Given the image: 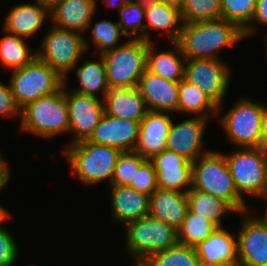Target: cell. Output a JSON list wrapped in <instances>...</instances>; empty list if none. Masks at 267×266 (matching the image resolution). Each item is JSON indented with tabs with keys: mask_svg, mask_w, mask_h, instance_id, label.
Masks as SVG:
<instances>
[{
	"mask_svg": "<svg viewBox=\"0 0 267 266\" xmlns=\"http://www.w3.org/2000/svg\"><path fill=\"white\" fill-rule=\"evenodd\" d=\"M97 5V0H61L50 10V21L57 27L83 34L96 14Z\"/></svg>",
	"mask_w": 267,
	"mask_h": 266,
	"instance_id": "ffe728a7",
	"label": "cell"
},
{
	"mask_svg": "<svg viewBox=\"0 0 267 266\" xmlns=\"http://www.w3.org/2000/svg\"><path fill=\"white\" fill-rule=\"evenodd\" d=\"M82 33L52 25L42 40L37 58L47 63L66 80L67 74L77 66L83 53L89 49Z\"/></svg>",
	"mask_w": 267,
	"mask_h": 266,
	"instance_id": "8992f818",
	"label": "cell"
},
{
	"mask_svg": "<svg viewBox=\"0 0 267 266\" xmlns=\"http://www.w3.org/2000/svg\"><path fill=\"white\" fill-rule=\"evenodd\" d=\"M129 1L130 0H103V3H105L104 5H106V7H117L119 11V9Z\"/></svg>",
	"mask_w": 267,
	"mask_h": 266,
	"instance_id": "ee69618b",
	"label": "cell"
},
{
	"mask_svg": "<svg viewBox=\"0 0 267 266\" xmlns=\"http://www.w3.org/2000/svg\"><path fill=\"white\" fill-rule=\"evenodd\" d=\"M200 263H238L237 235L218 227L195 247Z\"/></svg>",
	"mask_w": 267,
	"mask_h": 266,
	"instance_id": "cb8c5ba5",
	"label": "cell"
},
{
	"mask_svg": "<svg viewBox=\"0 0 267 266\" xmlns=\"http://www.w3.org/2000/svg\"><path fill=\"white\" fill-rule=\"evenodd\" d=\"M10 78L12 94L20 109L64 85V78L37 57L30 64L12 70Z\"/></svg>",
	"mask_w": 267,
	"mask_h": 266,
	"instance_id": "9c48e42d",
	"label": "cell"
},
{
	"mask_svg": "<svg viewBox=\"0 0 267 266\" xmlns=\"http://www.w3.org/2000/svg\"><path fill=\"white\" fill-rule=\"evenodd\" d=\"M208 121L201 116L184 119L179 124L173 121L166 139V150L176 152L190 162L207 154L210 150L203 147V137Z\"/></svg>",
	"mask_w": 267,
	"mask_h": 266,
	"instance_id": "5bb4252c",
	"label": "cell"
},
{
	"mask_svg": "<svg viewBox=\"0 0 267 266\" xmlns=\"http://www.w3.org/2000/svg\"><path fill=\"white\" fill-rule=\"evenodd\" d=\"M90 29L92 33L91 38L98 54L116 48L117 42L122 40L120 36H125L118 22H112L108 19L97 21L94 25H92L91 21L87 30Z\"/></svg>",
	"mask_w": 267,
	"mask_h": 266,
	"instance_id": "e575fe53",
	"label": "cell"
},
{
	"mask_svg": "<svg viewBox=\"0 0 267 266\" xmlns=\"http://www.w3.org/2000/svg\"><path fill=\"white\" fill-rule=\"evenodd\" d=\"M140 133V121L117 118L103 113L98 125L87 140L91 143L111 146L121 152L134 151Z\"/></svg>",
	"mask_w": 267,
	"mask_h": 266,
	"instance_id": "9a60e30c",
	"label": "cell"
},
{
	"mask_svg": "<svg viewBox=\"0 0 267 266\" xmlns=\"http://www.w3.org/2000/svg\"><path fill=\"white\" fill-rule=\"evenodd\" d=\"M265 104L240 98L219 119L230 144L240 148H259L263 133Z\"/></svg>",
	"mask_w": 267,
	"mask_h": 266,
	"instance_id": "52a82bcc",
	"label": "cell"
},
{
	"mask_svg": "<svg viewBox=\"0 0 267 266\" xmlns=\"http://www.w3.org/2000/svg\"><path fill=\"white\" fill-rule=\"evenodd\" d=\"M192 189L227 201L237 213L248 211L245 198L237 191L225 155L209 151L192 162Z\"/></svg>",
	"mask_w": 267,
	"mask_h": 266,
	"instance_id": "7a4b0ae2",
	"label": "cell"
},
{
	"mask_svg": "<svg viewBox=\"0 0 267 266\" xmlns=\"http://www.w3.org/2000/svg\"><path fill=\"white\" fill-rule=\"evenodd\" d=\"M19 118L20 130L38 137L53 138L69 132L65 83L58 91L28 103Z\"/></svg>",
	"mask_w": 267,
	"mask_h": 266,
	"instance_id": "3957f363",
	"label": "cell"
},
{
	"mask_svg": "<svg viewBox=\"0 0 267 266\" xmlns=\"http://www.w3.org/2000/svg\"><path fill=\"white\" fill-rule=\"evenodd\" d=\"M146 160L134 151L122 152L117 159L111 185L129 186L135 180L136 170Z\"/></svg>",
	"mask_w": 267,
	"mask_h": 266,
	"instance_id": "8d00e7d4",
	"label": "cell"
},
{
	"mask_svg": "<svg viewBox=\"0 0 267 266\" xmlns=\"http://www.w3.org/2000/svg\"><path fill=\"white\" fill-rule=\"evenodd\" d=\"M111 212L113 220L123 224L148 215L149 196L132 189L130 186L110 185Z\"/></svg>",
	"mask_w": 267,
	"mask_h": 266,
	"instance_id": "603a6c76",
	"label": "cell"
},
{
	"mask_svg": "<svg viewBox=\"0 0 267 266\" xmlns=\"http://www.w3.org/2000/svg\"><path fill=\"white\" fill-rule=\"evenodd\" d=\"M126 249L138 266L149 255L178 244L177 230L150 215L127 223Z\"/></svg>",
	"mask_w": 267,
	"mask_h": 266,
	"instance_id": "ba28073f",
	"label": "cell"
},
{
	"mask_svg": "<svg viewBox=\"0 0 267 266\" xmlns=\"http://www.w3.org/2000/svg\"><path fill=\"white\" fill-rule=\"evenodd\" d=\"M104 113L141 121L149 111L137 87L109 89L104 96Z\"/></svg>",
	"mask_w": 267,
	"mask_h": 266,
	"instance_id": "d4e9b609",
	"label": "cell"
},
{
	"mask_svg": "<svg viewBox=\"0 0 267 266\" xmlns=\"http://www.w3.org/2000/svg\"><path fill=\"white\" fill-rule=\"evenodd\" d=\"M145 21L144 41L152 42L149 32L154 30L161 31V35L164 31L169 42L179 40L183 26L180 9L154 0H145Z\"/></svg>",
	"mask_w": 267,
	"mask_h": 266,
	"instance_id": "d6986e66",
	"label": "cell"
},
{
	"mask_svg": "<svg viewBox=\"0 0 267 266\" xmlns=\"http://www.w3.org/2000/svg\"><path fill=\"white\" fill-rule=\"evenodd\" d=\"M122 152L114 147L87 140L70 145L63 151L71 165V173L85 186H94L104 180L111 185L117 159Z\"/></svg>",
	"mask_w": 267,
	"mask_h": 266,
	"instance_id": "277c9868",
	"label": "cell"
},
{
	"mask_svg": "<svg viewBox=\"0 0 267 266\" xmlns=\"http://www.w3.org/2000/svg\"><path fill=\"white\" fill-rule=\"evenodd\" d=\"M195 247L177 244L149 255L138 266H198Z\"/></svg>",
	"mask_w": 267,
	"mask_h": 266,
	"instance_id": "4dcf8cb0",
	"label": "cell"
},
{
	"mask_svg": "<svg viewBox=\"0 0 267 266\" xmlns=\"http://www.w3.org/2000/svg\"><path fill=\"white\" fill-rule=\"evenodd\" d=\"M174 49L155 52L154 42H148L146 70L164 79L179 82L184 79L186 58L177 42H170Z\"/></svg>",
	"mask_w": 267,
	"mask_h": 266,
	"instance_id": "484cf974",
	"label": "cell"
},
{
	"mask_svg": "<svg viewBox=\"0 0 267 266\" xmlns=\"http://www.w3.org/2000/svg\"><path fill=\"white\" fill-rule=\"evenodd\" d=\"M177 113H190L207 119L218 114V106L196 85L179 81Z\"/></svg>",
	"mask_w": 267,
	"mask_h": 266,
	"instance_id": "4316f807",
	"label": "cell"
},
{
	"mask_svg": "<svg viewBox=\"0 0 267 266\" xmlns=\"http://www.w3.org/2000/svg\"><path fill=\"white\" fill-rule=\"evenodd\" d=\"M0 116H21V109L15 102L10 84L6 85L0 80Z\"/></svg>",
	"mask_w": 267,
	"mask_h": 266,
	"instance_id": "ab89813d",
	"label": "cell"
},
{
	"mask_svg": "<svg viewBox=\"0 0 267 266\" xmlns=\"http://www.w3.org/2000/svg\"><path fill=\"white\" fill-rule=\"evenodd\" d=\"M241 227L237 233L239 266L267 265V222L263 216H250L243 212ZM245 216V217H244Z\"/></svg>",
	"mask_w": 267,
	"mask_h": 266,
	"instance_id": "4fadbf2b",
	"label": "cell"
},
{
	"mask_svg": "<svg viewBox=\"0 0 267 266\" xmlns=\"http://www.w3.org/2000/svg\"><path fill=\"white\" fill-rule=\"evenodd\" d=\"M129 186L148 196L158 189L157 173L150 160L147 159L139 169L136 170L135 180H132V183Z\"/></svg>",
	"mask_w": 267,
	"mask_h": 266,
	"instance_id": "74e56055",
	"label": "cell"
},
{
	"mask_svg": "<svg viewBox=\"0 0 267 266\" xmlns=\"http://www.w3.org/2000/svg\"><path fill=\"white\" fill-rule=\"evenodd\" d=\"M75 68L80 86L72 91L95 97H98L97 92H101V99L103 100L110 88L107 83L106 68L102 55L99 54V60L97 61L86 60L81 66L78 68L75 66Z\"/></svg>",
	"mask_w": 267,
	"mask_h": 266,
	"instance_id": "f1b7e54d",
	"label": "cell"
},
{
	"mask_svg": "<svg viewBox=\"0 0 267 266\" xmlns=\"http://www.w3.org/2000/svg\"><path fill=\"white\" fill-rule=\"evenodd\" d=\"M3 159V154L0 152V192L8 184L11 172Z\"/></svg>",
	"mask_w": 267,
	"mask_h": 266,
	"instance_id": "b9f144b4",
	"label": "cell"
},
{
	"mask_svg": "<svg viewBox=\"0 0 267 266\" xmlns=\"http://www.w3.org/2000/svg\"><path fill=\"white\" fill-rule=\"evenodd\" d=\"M188 210L186 193L156 189L149 196L148 215L176 230L181 227Z\"/></svg>",
	"mask_w": 267,
	"mask_h": 266,
	"instance_id": "7402d4cb",
	"label": "cell"
},
{
	"mask_svg": "<svg viewBox=\"0 0 267 266\" xmlns=\"http://www.w3.org/2000/svg\"><path fill=\"white\" fill-rule=\"evenodd\" d=\"M265 221L267 222V206H266V209H265V213H264V217Z\"/></svg>",
	"mask_w": 267,
	"mask_h": 266,
	"instance_id": "f907efd6",
	"label": "cell"
},
{
	"mask_svg": "<svg viewBox=\"0 0 267 266\" xmlns=\"http://www.w3.org/2000/svg\"><path fill=\"white\" fill-rule=\"evenodd\" d=\"M171 112L148 111L140 121V133L134 152L145 159L166 150V139L173 123Z\"/></svg>",
	"mask_w": 267,
	"mask_h": 266,
	"instance_id": "e0dca14e",
	"label": "cell"
},
{
	"mask_svg": "<svg viewBox=\"0 0 267 266\" xmlns=\"http://www.w3.org/2000/svg\"><path fill=\"white\" fill-rule=\"evenodd\" d=\"M266 200L267 201V171H266V181H265V187H264V192H263V196L261 197L260 200Z\"/></svg>",
	"mask_w": 267,
	"mask_h": 266,
	"instance_id": "681fc988",
	"label": "cell"
},
{
	"mask_svg": "<svg viewBox=\"0 0 267 266\" xmlns=\"http://www.w3.org/2000/svg\"><path fill=\"white\" fill-rule=\"evenodd\" d=\"M244 38L237 24L220 18L183 23L177 43L186 59H222L219 57L222 48L233 47Z\"/></svg>",
	"mask_w": 267,
	"mask_h": 266,
	"instance_id": "6da1fadb",
	"label": "cell"
},
{
	"mask_svg": "<svg viewBox=\"0 0 267 266\" xmlns=\"http://www.w3.org/2000/svg\"><path fill=\"white\" fill-rule=\"evenodd\" d=\"M61 0H35L36 4L46 7L49 11L53 9Z\"/></svg>",
	"mask_w": 267,
	"mask_h": 266,
	"instance_id": "f6af8a7d",
	"label": "cell"
},
{
	"mask_svg": "<svg viewBox=\"0 0 267 266\" xmlns=\"http://www.w3.org/2000/svg\"><path fill=\"white\" fill-rule=\"evenodd\" d=\"M148 42L128 39L116 48L102 53L110 89L137 87L146 70Z\"/></svg>",
	"mask_w": 267,
	"mask_h": 266,
	"instance_id": "5b68a950",
	"label": "cell"
},
{
	"mask_svg": "<svg viewBox=\"0 0 267 266\" xmlns=\"http://www.w3.org/2000/svg\"><path fill=\"white\" fill-rule=\"evenodd\" d=\"M224 155L238 193L260 199L266 181L267 151L261 147L240 148Z\"/></svg>",
	"mask_w": 267,
	"mask_h": 266,
	"instance_id": "30bf717a",
	"label": "cell"
},
{
	"mask_svg": "<svg viewBox=\"0 0 267 266\" xmlns=\"http://www.w3.org/2000/svg\"><path fill=\"white\" fill-rule=\"evenodd\" d=\"M10 218H11L10 213H8L7 209H5L4 206L0 204V224L5 223L6 220Z\"/></svg>",
	"mask_w": 267,
	"mask_h": 266,
	"instance_id": "7dc6e473",
	"label": "cell"
},
{
	"mask_svg": "<svg viewBox=\"0 0 267 266\" xmlns=\"http://www.w3.org/2000/svg\"><path fill=\"white\" fill-rule=\"evenodd\" d=\"M137 88L149 111L177 113L179 82L145 70Z\"/></svg>",
	"mask_w": 267,
	"mask_h": 266,
	"instance_id": "ac0fdd59",
	"label": "cell"
},
{
	"mask_svg": "<svg viewBox=\"0 0 267 266\" xmlns=\"http://www.w3.org/2000/svg\"><path fill=\"white\" fill-rule=\"evenodd\" d=\"M0 38V63L9 70L21 68L30 64L36 57L37 52L27 46L23 37L7 33Z\"/></svg>",
	"mask_w": 267,
	"mask_h": 266,
	"instance_id": "f546056e",
	"label": "cell"
},
{
	"mask_svg": "<svg viewBox=\"0 0 267 266\" xmlns=\"http://www.w3.org/2000/svg\"><path fill=\"white\" fill-rule=\"evenodd\" d=\"M50 18V11L36 3H23L12 7L4 18L3 31L28 39Z\"/></svg>",
	"mask_w": 267,
	"mask_h": 266,
	"instance_id": "44dd1931",
	"label": "cell"
},
{
	"mask_svg": "<svg viewBox=\"0 0 267 266\" xmlns=\"http://www.w3.org/2000/svg\"><path fill=\"white\" fill-rule=\"evenodd\" d=\"M221 59H186L184 80L196 85L217 106L218 115L222 111V102L230 84V67Z\"/></svg>",
	"mask_w": 267,
	"mask_h": 266,
	"instance_id": "8fae6325",
	"label": "cell"
},
{
	"mask_svg": "<svg viewBox=\"0 0 267 266\" xmlns=\"http://www.w3.org/2000/svg\"><path fill=\"white\" fill-rule=\"evenodd\" d=\"M150 161L157 173L158 189L187 193L192 188V162L185 157L163 150Z\"/></svg>",
	"mask_w": 267,
	"mask_h": 266,
	"instance_id": "2e32d148",
	"label": "cell"
},
{
	"mask_svg": "<svg viewBox=\"0 0 267 266\" xmlns=\"http://www.w3.org/2000/svg\"><path fill=\"white\" fill-rule=\"evenodd\" d=\"M0 224V266H14L18 260V245L7 228Z\"/></svg>",
	"mask_w": 267,
	"mask_h": 266,
	"instance_id": "f35d334b",
	"label": "cell"
},
{
	"mask_svg": "<svg viewBox=\"0 0 267 266\" xmlns=\"http://www.w3.org/2000/svg\"><path fill=\"white\" fill-rule=\"evenodd\" d=\"M261 148L267 151V106H265V115L263 121V133L261 139Z\"/></svg>",
	"mask_w": 267,
	"mask_h": 266,
	"instance_id": "7bdbcfd3",
	"label": "cell"
},
{
	"mask_svg": "<svg viewBox=\"0 0 267 266\" xmlns=\"http://www.w3.org/2000/svg\"><path fill=\"white\" fill-rule=\"evenodd\" d=\"M65 83V95L69 115V132H73L74 137L70 145L88 140L98 125L104 113V101L99 97L83 95L77 92L67 91Z\"/></svg>",
	"mask_w": 267,
	"mask_h": 266,
	"instance_id": "7c38bea8",
	"label": "cell"
},
{
	"mask_svg": "<svg viewBox=\"0 0 267 266\" xmlns=\"http://www.w3.org/2000/svg\"><path fill=\"white\" fill-rule=\"evenodd\" d=\"M253 21L267 25V0H257L253 19L251 20V23L243 30L244 37H249L257 32L258 29H255L257 26L252 25Z\"/></svg>",
	"mask_w": 267,
	"mask_h": 266,
	"instance_id": "60d3db41",
	"label": "cell"
},
{
	"mask_svg": "<svg viewBox=\"0 0 267 266\" xmlns=\"http://www.w3.org/2000/svg\"><path fill=\"white\" fill-rule=\"evenodd\" d=\"M198 266H239L238 263H216V264H205V263H200Z\"/></svg>",
	"mask_w": 267,
	"mask_h": 266,
	"instance_id": "c3c4849f",
	"label": "cell"
},
{
	"mask_svg": "<svg viewBox=\"0 0 267 266\" xmlns=\"http://www.w3.org/2000/svg\"><path fill=\"white\" fill-rule=\"evenodd\" d=\"M157 2H161L163 4H167V5H171L174 6L178 9H181L182 5H183V0H154Z\"/></svg>",
	"mask_w": 267,
	"mask_h": 266,
	"instance_id": "bcb514c9",
	"label": "cell"
},
{
	"mask_svg": "<svg viewBox=\"0 0 267 266\" xmlns=\"http://www.w3.org/2000/svg\"><path fill=\"white\" fill-rule=\"evenodd\" d=\"M186 195L189 211L212 221L217 227H223L222 219L226 213H237L227 201L209 193L191 188Z\"/></svg>",
	"mask_w": 267,
	"mask_h": 266,
	"instance_id": "83f0119b",
	"label": "cell"
},
{
	"mask_svg": "<svg viewBox=\"0 0 267 266\" xmlns=\"http://www.w3.org/2000/svg\"><path fill=\"white\" fill-rule=\"evenodd\" d=\"M118 13L120 14L118 24L125 36L144 40L145 0H130L119 9Z\"/></svg>",
	"mask_w": 267,
	"mask_h": 266,
	"instance_id": "d6a6232c",
	"label": "cell"
},
{
	"mask_svg": "<svg viewBox=\"0 0 267 266\" xmlns=\"http://www.w3.org/2000/svg\"><path fill=\"white\" fill-rule=\"evenodd\" d=\"M221 18L244 30L253 19L257 0H220Z\"/></svg>",
	"mask_w": 267,
	"mask_h": 266,
	"instance_id": "d590c367",
	"label": "cell"
},
{
	"mask_svg": "<svg viewBox=\"0 0 267 266\" xmlns=\"http://www.w3.org/2000/svg\"><path fill=\"white\" fill-rule=\"evenodd\" d=\"M183 23L221 18L220 0H183L180 9Z\"/></svg>",
	"mask_w": 267,
	"mask_h": 266,
	"instance_id": "836d02e7",
	"label": "cell"
},
{
	"mask_svg": "<svg viewBox=\"0 0 267 266\" xmlns=\"http://www.w3.org/2000/svg\"><path fill=\"white\" fill-rule=\"evenodd\" d=\"M217 228L212 221L188 210L181 227L177 230L178 243L196 247L201 241L207 239Z\"/></svg>",
	"mask_w": 267,
	"mask_h": 266,
	"instance_id": "1f68e13d",
	"label": "cell"
}]
</instances>
